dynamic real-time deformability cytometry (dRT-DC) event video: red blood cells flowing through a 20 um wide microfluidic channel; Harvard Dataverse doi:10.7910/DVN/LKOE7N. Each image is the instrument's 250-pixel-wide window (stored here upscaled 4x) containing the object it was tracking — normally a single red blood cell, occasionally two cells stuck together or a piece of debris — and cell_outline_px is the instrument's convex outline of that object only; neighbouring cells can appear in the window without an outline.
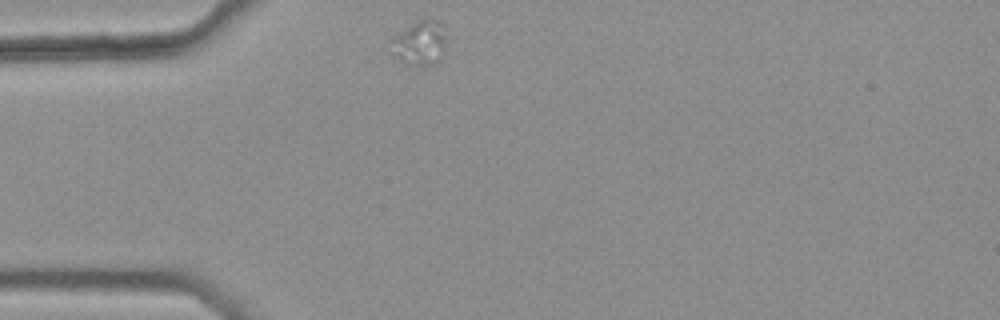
{"species": "common noctule bat (a hibernating species)", "species_latin": "Nyctalus noctula", "temperature_condition": "warm", "stored_images_in_passage": 41, "camera_frame_rate_fps": 3000, "um_per_image_px": 0.085, "animal": {"sex": "female", "body_mass_g": 25.1}, "frame": {"image": 1, "passage_image": 1, "time_ms": 0.0, "image_size_px": [1000, 320], "cell_outline_px": [[448, 40], [444, 52], [440, 60], [436, 64], [408, 64], [392, 56], [388, 40], [392, 36], [416, 20], [440, 20]], "centroid_in_image_um": [35.67, 3.64], "position_along_channel_um": 49.3, "area_um2": 14.85}}
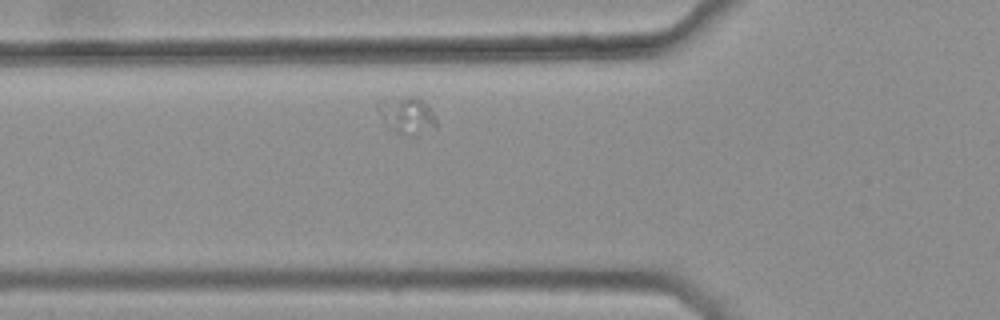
{"frame": {"image": 2, "passage_image": 6, "time_ms": 1.667, "image_size_px": [1000, 320], "cell_outline_px": [[436, 128], [412, 136], [408, 136], [396, 132], [392, 128], [376, 108], [376, 104], [380, 100], [408, 96], [416, 96], [424, 100], [428, 104], [436, 116]], "centroid_in_image_um": [34.66, 9.77], "position_along_channel_um": 91.1, "area_um2": 12.54}}